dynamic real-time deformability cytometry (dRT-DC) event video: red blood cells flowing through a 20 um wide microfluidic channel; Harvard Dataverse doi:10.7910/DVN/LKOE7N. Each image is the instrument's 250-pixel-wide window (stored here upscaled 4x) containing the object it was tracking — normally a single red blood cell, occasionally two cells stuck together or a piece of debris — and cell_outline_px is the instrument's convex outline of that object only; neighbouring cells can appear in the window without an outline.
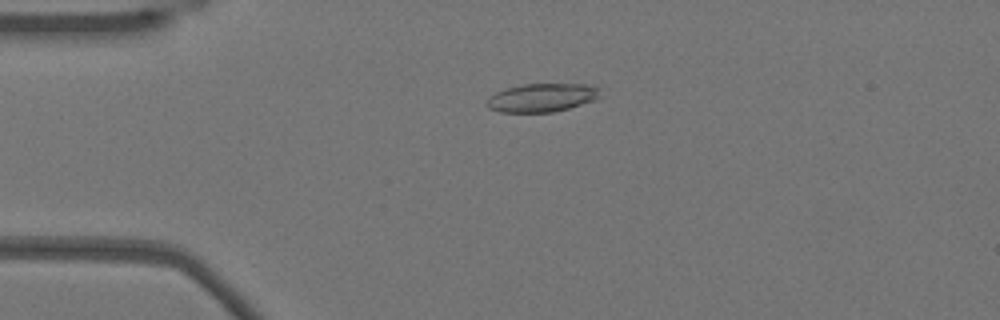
{"species": "Egyptian fruit bat (a non-hibernating species)", "species_latin": "Rousettus aegyptiacus", "temperature_condition": "warm", "stored_images_in_passage": 53, "camera_frame_rate_fps": 3000, "um_per_image_px": 0.085, "animal": {"sex": "female"}, "frame": {"image": 1, "passage_image": 12, "time_ms": 3.667, "image_size_px": [1000, 320], "cell_outline_px": [[600, 96], [596, 100], [568, 108], [552, 112], [500, 112], [488, 108], [484, 104], [496, 92], [504, 88], [524, 84], [584, 84], [600, 88]], "centroid_in_image_um": [46.06, 8.3], "position_along_channel_um": 38.9, "area_um2": 18.79}}
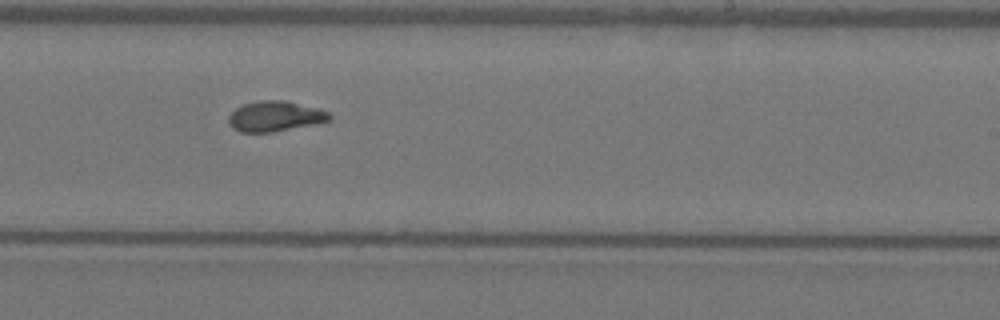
{"frame": {"image": 2, "passage_image": 32, "time_ms": 10.333, "image_size_px": [1000, 320], "cell_outline_px": [[332, 116], [328, 120], [320, 124], [272, 132], [240, 132], [232, 128], [228, 120], [228, 116], [236, 108], [244, 104], [260, 100], [284, 100], [320, 108], [328, 112]], "centroid_in_image_um": [23.41, 9.89], "position_along_channel_um": 265.6, "area_um2": 18.03}}
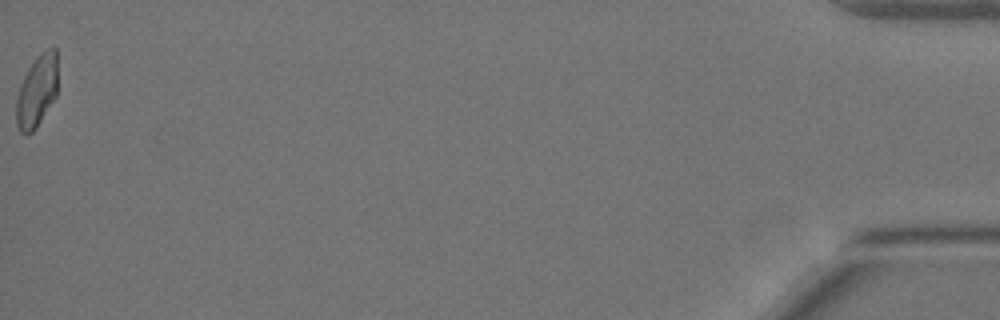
{"frame": {"image": 3, "passage_image": 53, "time_ms": 17.333, "image_size_px": [1000, 320], "cell_outline_px": [[56, 96], [36, 128], [32, 132], [24, 136], [20, 132], [16, 124], [16, 100], [20, 84], [28, 68], [36, 56], [40, 52], [48, 48], [56, 48]], "centroid_in_image_um": [3.11, 7.77], "position_along_channel_um": 432.1, "area_um2": 17.4}, "authors_computed_cell_mechanics": {"area_um2": 18.0336, "velocity_mm_per_s": 3.8217, "shape_relaxation_time_tau1_ms": null, "shape_relaxation_time_tau2_ms": 1.8992, "deformation_change_tau1": null, "deformation_change_tau2": 0.0745}}